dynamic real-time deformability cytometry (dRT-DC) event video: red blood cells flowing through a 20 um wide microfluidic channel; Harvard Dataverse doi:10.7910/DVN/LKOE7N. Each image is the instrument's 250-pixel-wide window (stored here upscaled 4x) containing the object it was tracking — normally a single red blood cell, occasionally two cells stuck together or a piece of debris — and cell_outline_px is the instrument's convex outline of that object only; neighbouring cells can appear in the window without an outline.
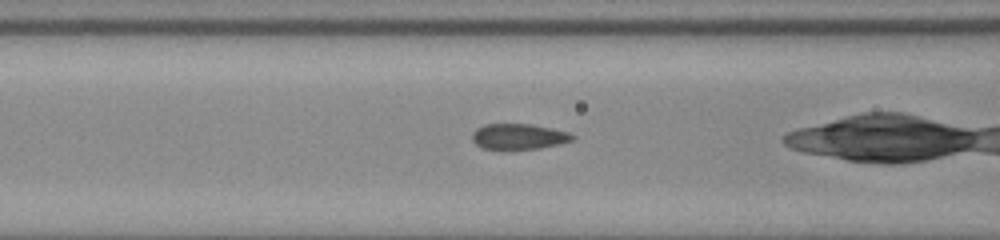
{"species": "common noctule bat (a hibernating species)", "species_latin": "Nyctalus noctula", "temperature_condition": "room temperature", "stored_images_in_passage": 41, "camera_frame_rate_fps": 3000, "um_per_image_px": 0.085, "animal": {"sex": "male", "body_mass_g": 20.0, "forearm_length_mm": 53.3}, "frame": {"image": 1, "passage_image": 19, "time_ms": 6.0, "image_size_px": [1000, 240], "cell_outline_px": [[576, 140], [560, 144], [540, 148], [504, 152], [480, 148], [472, 140], [472, 132], [476, 128], [484, 124], [532, 124], [552, 128], [568, 132], [576, 136]], "centroid_in_image_um": [44.07, 11.65], "position_along_channel_um": 122.5, "area_um2": 15.84}}
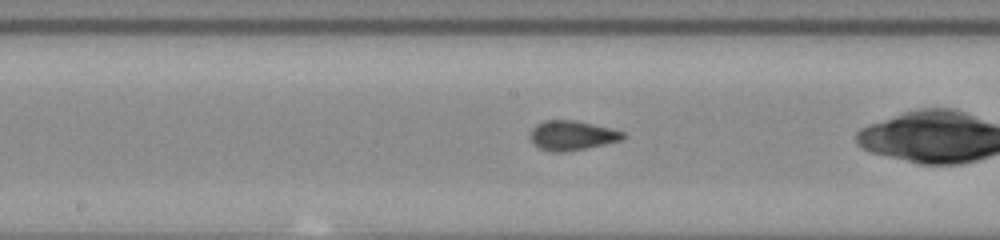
{"frame": {"image": 2, "passage_image": 25, "time_ms": 8.0, "image_size_px": [1000, 240], "cell_outline_px": [[628, 136], [624, 140], [568, 152], [548, 152], [532, 144], [528, 136], [532, 128], [536, 124], [544, 120], [576, 120], [612, 128], [624, 132]], "centroid_in_image_um": [48.62, 11.52], "position_along_channel_um": 199.6, "area_um2": 16.53}}
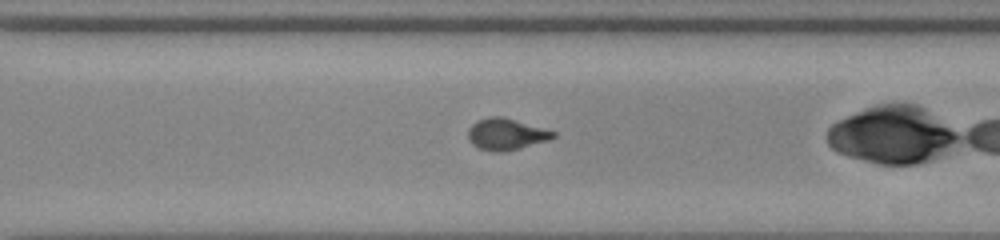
{"frame": {"image": 3, "passage_image": 35, "time_ms": 11.333, "image_size_px": [1000, 240], "cell_outline_px": [[556, 136], [548, 140], [520, 148], [504, 152], [492, 152], [480, 148], [472, 144], [468, 140], [468, 128], [476, 120], [488, 116], [504, 116], [556, 132]], "centroid_in_image_um": [42.99, 11.39], "position_along_channel_um": 327.6, "area_um2": 15.78}}